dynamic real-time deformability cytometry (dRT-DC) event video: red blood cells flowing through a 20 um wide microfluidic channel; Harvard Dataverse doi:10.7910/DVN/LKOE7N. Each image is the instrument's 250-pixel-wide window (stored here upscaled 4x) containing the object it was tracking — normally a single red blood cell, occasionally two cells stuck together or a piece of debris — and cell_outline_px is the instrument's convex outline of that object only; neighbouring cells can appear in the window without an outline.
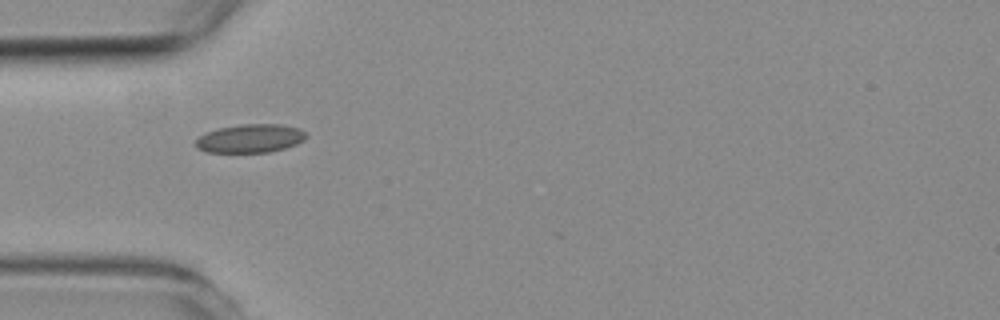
{"species": "common noctule bat (a hibernating species)", "species_latin": "Nyctalus noctula", "temperature_condition": "room temperature", "stored_images_in_passage": 2, "camera_frame_rate_fps": 3000, "um_per_image_px": 0.085, "animal": {"sex": "female", "body_mass_g": 19.3, "forearm_length_mm": 54.1}, "frame": {"image": 1, "passage_image": 1, "time_ms": 0.0, "image_size_px": [1000, 320], "cell_outline_px": [[308, 136], [304, 140], [296, 144], [284, 148], [268, 152], [204, 152], [196, 148], [196, 140], [204, 132], [216, 128], [240, 124], [280, 124], [300, 128]], "centroid_in_image_um": [21.25, 11.76], "position_along_channel_um": 63.8, "area_um2": 18.5}}
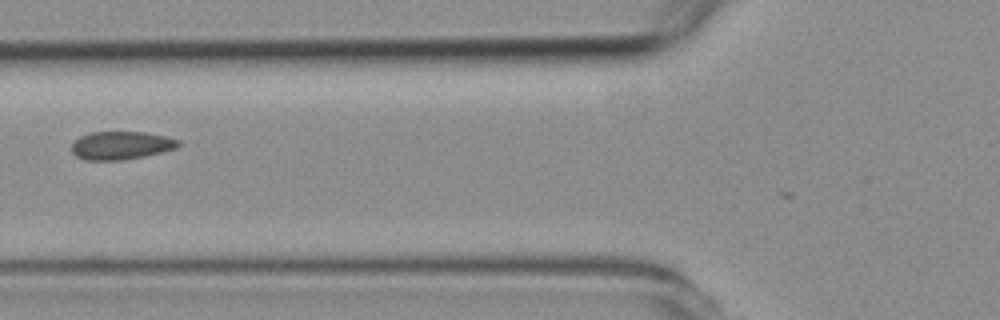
{"frame": {"image": 2, "passage_image": 2, "time_ms": 1.333, "image_size_px": [1000, 320], "cell_outline_px": [[180, 144], [176, 148], [144, 156], [120, 160], [84, 160], [76, 156], [72, 152], [72, 144], [80, 136], [92, 132], [144, 132], [168, 136], [180, 140]], "centroid_in_image_um": [10.3, 12.35], "position_along_channel_um": 115.5, "area_um2": 17.46}}